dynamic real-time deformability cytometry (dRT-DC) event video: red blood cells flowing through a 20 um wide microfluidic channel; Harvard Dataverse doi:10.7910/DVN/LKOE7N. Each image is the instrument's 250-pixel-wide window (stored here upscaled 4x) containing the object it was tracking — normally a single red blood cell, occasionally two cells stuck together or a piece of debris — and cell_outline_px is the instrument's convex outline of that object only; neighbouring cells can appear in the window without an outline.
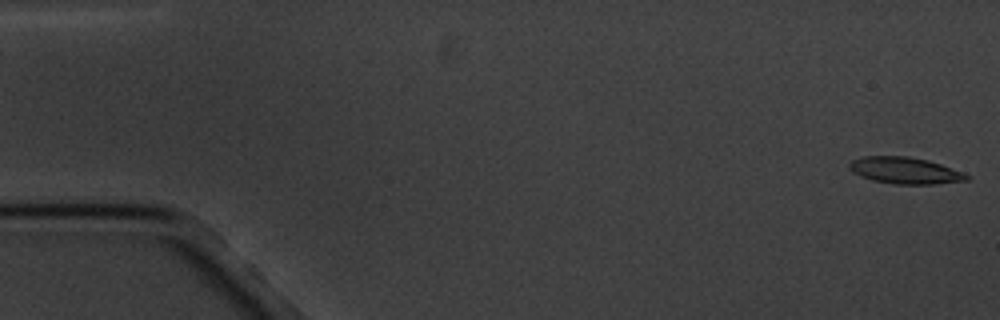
{"species": "common noctule bat (a hibernating species)", "species_latin": "Nyctalus noctula", "temperature_condition": "cold", "stored_images_in_passage": 4, "camera_frame_rate_fps": 3000, "um_per_image_px": 0.085, "animal": {"sex": "male", "body_mass_g": 20.1, "forearm_length_mm": 53.5}, "frame": {"image": 1, "passage_image": 1, "time_ms": 0.0, "image_size_px": [1000, 320], "cell_outline_px": [[972, 176], [968, 180], [936, 184], [892, 184], [872, 180], [860, 176], [852, 172], [848, 168], [848, 164], [852, 160], [864, 156], [908, 156], [928, 160], [964, 172]], "centroid_in_image_um": [76.93, 14.49], "position_along_channel_um": 8.1, "area_um2": 18.38}}
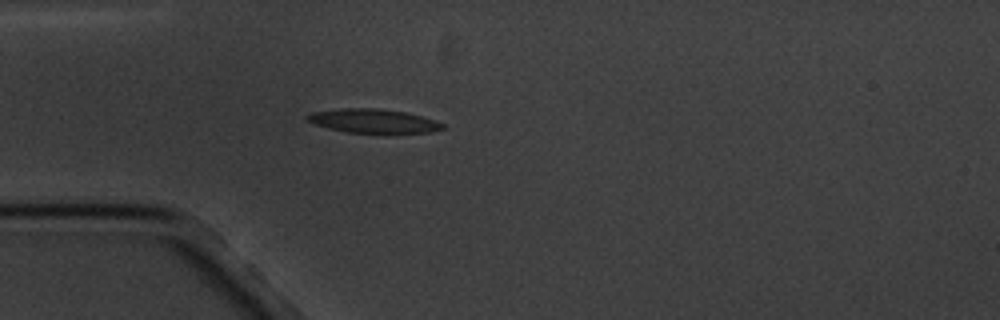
{"frame": {"image": 2, "passage_image": 4, "time_ms": 5.0, "image_size_px": [1000, 320], "cell_outline_px": [[444, 128], [428, 132], [388, 136], [348, 132], [328, 128], [316, 124], [308, 120], [304, 116], [312, 112], [340, 108], [376, 108], [404, 112], [420, 116], [444, 124]], "centroid_in_image_um": [31.74, 10.33], "position_along_channel_um": 53.3, "area_um2": 19.48}}